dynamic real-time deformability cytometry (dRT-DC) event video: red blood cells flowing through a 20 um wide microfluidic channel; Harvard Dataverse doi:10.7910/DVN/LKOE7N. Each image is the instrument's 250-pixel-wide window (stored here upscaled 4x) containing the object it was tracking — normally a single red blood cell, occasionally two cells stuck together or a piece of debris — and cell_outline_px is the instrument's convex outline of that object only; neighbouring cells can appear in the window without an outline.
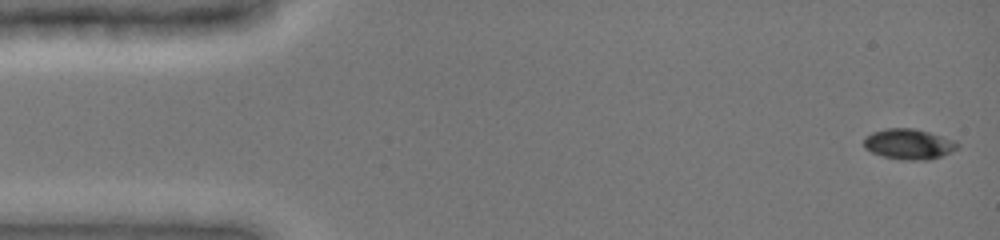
{"species": "common noctule bat (a hibernating species)", "species_latin": "Nyctalus noctula", "temperature_condition": "cold", "stored_images_in_passage": 37, "camera_frame_rate_fps": 3000, "um_per_image_px": 0.085, "animal": {"sex": "female", "body_mass_g": 19.0, "forearm_length_mm": 51.5}, "frame": {"image": 1, "passage_image": 1, "time_ms": 0.0, "image_size_px": [1000, 240], "cell_outline_px": [[960, 148], [952, 152], [928, 160], [900, 160], [884, 156], [872, 152], [864, 148], [864, 136], [872, 132], [884, 128], [912, 128], [928, 132], [956, 140], [960, 144]], "centroid_in_image_um": [77.26, 12.24], "position_along_channel_um": 7.7, "area_um2": 16.82}}
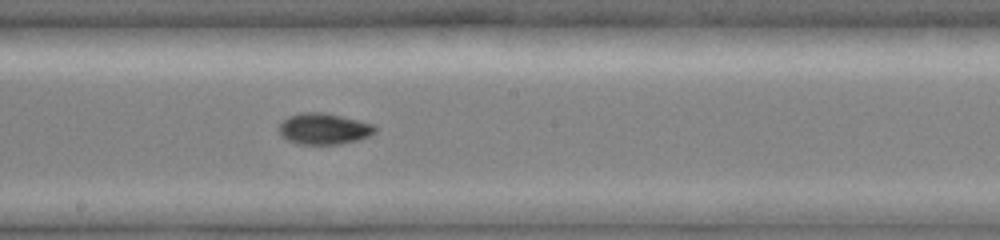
{"frame": {"image": 2, "passage_image": 18, "time_ms": 8.333, "image_size_px": [1000, 240], "cell_outline_px": [[376, 132], [360, 140], [340, 144], [296, 144], [280, 136], [280, 124], [288, 116], [300, 112], [324, 112], [372, 124], [376, 128]], "centroid_in_image_um": [27.51, 10.95], "position_along_channel_um": 220.7, "area_um2": 17.4}}
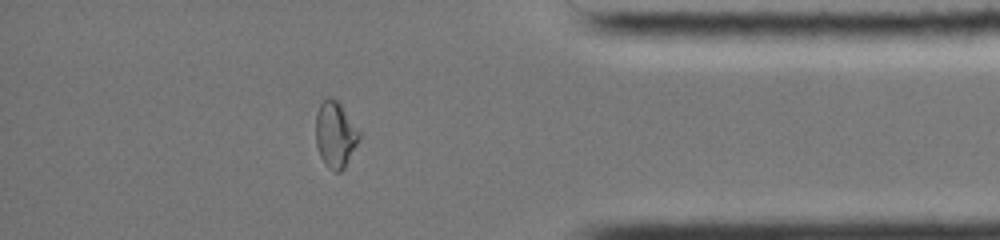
{"frame": {"image": 3, "passage_image": 32, "time_ms": 13.333, "image_size_px": [1000, 240], "cell_outline_px": [[360, 140], [344, 168], [340, 172], [336, 172], [328, 168], [324, 164], [320, 156], [316, 144], [316, 112], [320, 104], [328, 96], [336, 100], [340, 104], [360, 132]], "centroid_in_image_um": [28.5, 11.46], "position_along_channel_um": 406.7, "area_um2": 16.7}, "authors_computed_cell_mechanics": {"area_um2": 16.762, "velocity_mm_per_s": 4.001, "shape_relaxation_time_tau1_ms": 8.4165, "shape_relaxation_time_tau2_ms": 3.246, "deformation_change_tau1": 0.2125, "deformation_change_tau2": 0.0526}}